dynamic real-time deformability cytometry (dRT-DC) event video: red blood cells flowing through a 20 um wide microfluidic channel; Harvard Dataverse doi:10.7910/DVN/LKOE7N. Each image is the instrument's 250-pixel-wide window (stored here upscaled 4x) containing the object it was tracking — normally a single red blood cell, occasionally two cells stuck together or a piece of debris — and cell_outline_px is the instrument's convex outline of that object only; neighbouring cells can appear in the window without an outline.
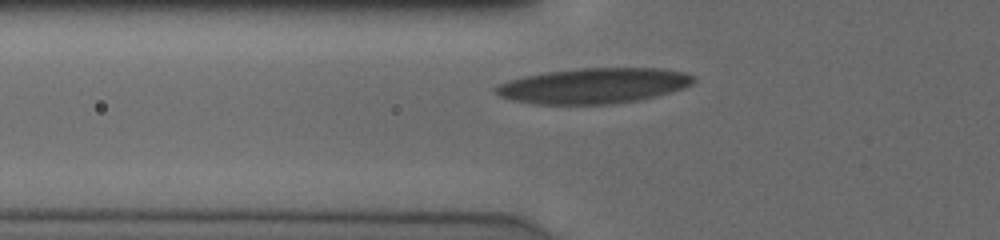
{"species": "human", "species_latin": "Homo sapiens", "temperature_condition": "cold", "stored_images_in_passage": 28, "camera_frame_rate_fps": 3000, "um_per_image_px": 0.085, "donor": {"sex": "male"}, "frame": {"image": 1, "passage_image": 2, "time_ms": 0.333, "image_size_px": [1000, 240], "cell_outline_px": [[696, 80], [692, 84], [684, 88], [672, 92], [656, 96], [616, 104], [536, 104], [512, 100], [500, 96], [492, 88], [508, 80], [524, 76], [544, 72], [580, 68], [660, 68], [684, 72], [692, 76]], "centroid_in_image_um": [50.46, 7.29], "position_along_channel_um": 75.3, "area_um2": 40.92}}
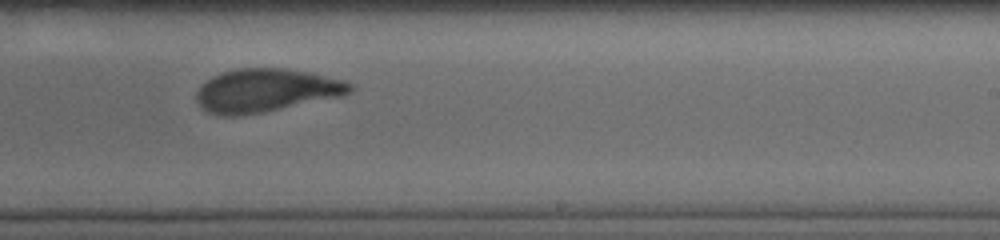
{"frame": {"image": 2, "passage_image": 17, "time_ms": 5.333, "image_size_px": [1000, 240], "cell_outline_px": [[352, 92], [344, 96], [240, 116], [220, 116], [208, 112], [196, 100], [196, 92], [200, 84], [212, 76], [220, 72], [240, 68], [284, 68], [312, 72], [344, 80], [352, 84]], "centroid_in_image_um": [22.61, 7.67], "position_along_channel_um": 266.4, "area_um2": 38.96}}
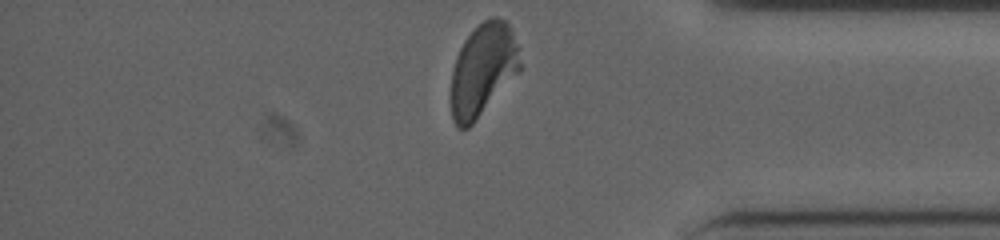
{"frame": {"image": 3, "passage_image": 28, "time_ms": 9.0, "image_size_px": [1000, 240], "cell_outline_px": [[520, 72], [472, 124], [468, 128], [460, 128], [452, 120], [452, 72], [456, 56], [464, 40], [484, 20], [492, 16], [496, 16], [508, 20], [516, 44], [520, 64]], "centroid_in_image_um": [41.06, 5.91], "position_along_channel_um": 394.1, "area_um2": 36.76}, "authors_computed_cell_mechanics": {"area_um2": 38.8416, "velocity_mm_per_s": 3.8397, "shape_relaxation_time_tau1_ms": 3.9373, "shape_relaxation_time_tau2_ms": 1.1436, "deformation_change_tau1": 0.1658, "deformation_change_tau2": 0.0712}}